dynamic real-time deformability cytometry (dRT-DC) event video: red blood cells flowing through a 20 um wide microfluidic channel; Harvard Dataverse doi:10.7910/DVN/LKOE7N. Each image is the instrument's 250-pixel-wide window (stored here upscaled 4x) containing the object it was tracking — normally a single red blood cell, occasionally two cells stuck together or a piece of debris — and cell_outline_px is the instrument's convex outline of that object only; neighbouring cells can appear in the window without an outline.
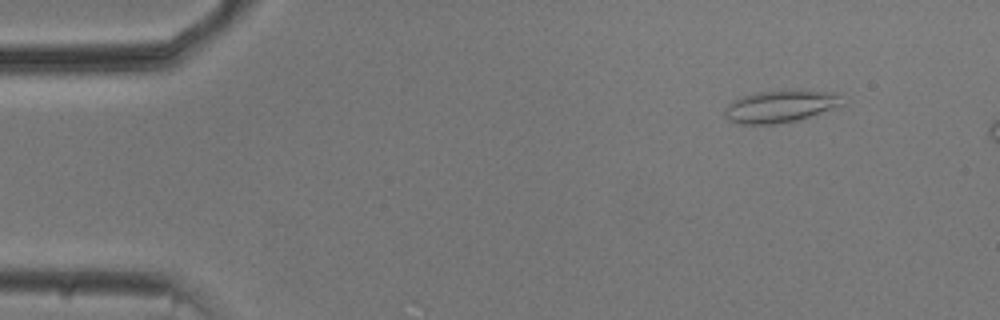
{"species": "common noctule bat (a hibernating species)", "species_latin": "Nyctalus noctula", "temperature_condition": "cold", "stored_images_in_passage": 13, "camera_frame_rate_fps": 3000, "um_per_image_px": 0.085, "animal": {"sex": "male", "body_mass_g": 20.5, "forearm_length_mm": 52.5}, "frame": {"image": 1, "passage_image": 6, "time_ms": 1.667, "image_size_px": [1000, 320], "cell_outline_px": [[844, 104], [800, 120], [772, 124], [740, 124], [728, 120], [724, 116], [724, 108], [732, 100], [744, 96], [760, 92], [792, 88], [800, 88], [840, 92]], "centroid_in_image_um": [66.39, 9.0], "position_along_channel_um": 18.6, "area_um2": 22.83}}